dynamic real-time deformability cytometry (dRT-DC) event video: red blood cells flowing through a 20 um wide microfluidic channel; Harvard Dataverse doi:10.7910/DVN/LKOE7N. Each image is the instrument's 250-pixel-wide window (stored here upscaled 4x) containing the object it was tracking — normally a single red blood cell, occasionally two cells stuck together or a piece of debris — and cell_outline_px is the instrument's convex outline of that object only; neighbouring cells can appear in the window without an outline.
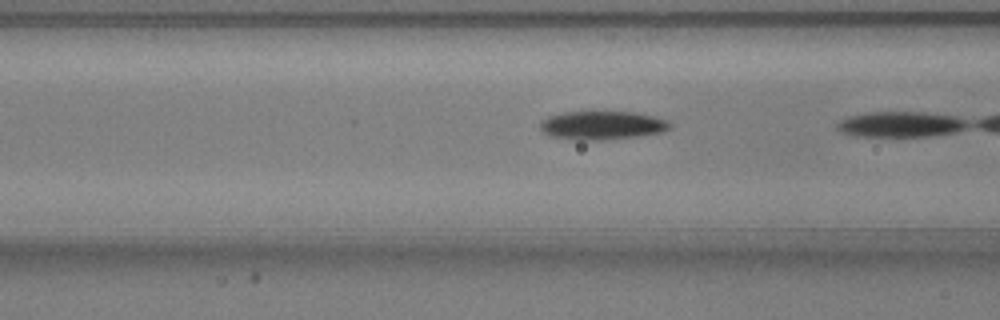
{"species": "common noctule bat (a hibernating species)", "species_latin": "Nyctalus noctula", "temperature_condition": "warm", "stored_images_in_passage": 18, "camera_frame_rate_fps": 3000, "um_per_image_px": 0.085, "animal": {"sex": "male", "body_mass_g": 20.5, "forearm_length_mm": 52.5}, "frame": {"image": 1, "passage_image": 16, "time_ms": 5.0, "image_size_px": [1000, 320], "cell_outline_px": [[672, 128], [660, 132], [640, 136], [604, 140], [576, 140], [548, 136], [540, 128], [540, 120], [548, 116], [564, 112], [636, 112], [668, 120], [672, 124]], "centroid_in_image_um": [51.17, 10.66], "position_along_channel_um": 115.4, "area_um2": 21.79}}